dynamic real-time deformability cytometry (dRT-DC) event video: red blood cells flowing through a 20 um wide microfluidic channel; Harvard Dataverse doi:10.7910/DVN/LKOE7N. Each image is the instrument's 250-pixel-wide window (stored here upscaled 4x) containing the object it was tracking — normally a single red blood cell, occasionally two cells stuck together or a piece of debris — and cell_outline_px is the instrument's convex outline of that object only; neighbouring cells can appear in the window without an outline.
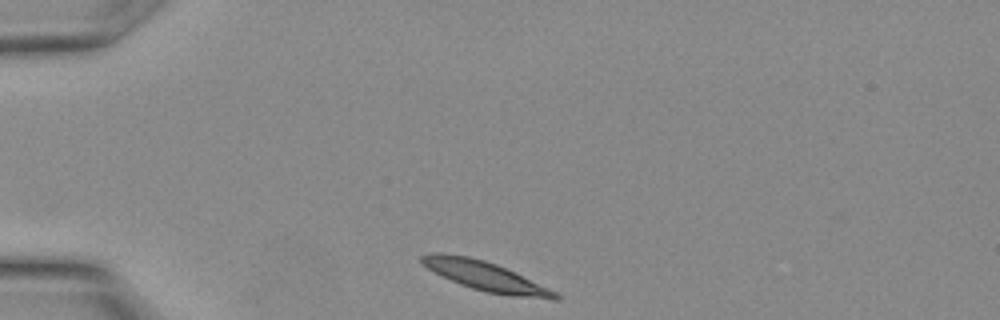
{"species": "Egyptian fruit bat (a non-hibernating species)", "species_latin": "Rousettus aegyptiacus", "temperature_condition": "warm", "stored_images_in_passage": 7, "camera_frame_rate_fps": 3000, "um_per_image_px": 0.085, "animal": {"sex": "female"}, "frame": {"image": 1, "passage_image": 1, "time_ms": 0.0, "image_size_px": [1000, 320], "cell_outline_px": [[560, 300], [552, 300], [508, 296], [488, 292], [472, 288], [460, 284], [440, 276], [420, 264], [420, 256], [432, 252], [440, 252], [468, 256], [484, 260], [496, 264], [548, 288], [556, 292], [560, 296]], "centroid_in_image_um": [41.21, 23.48], "position_along_channel_um": 43.8, "area_um2": 22.89}}
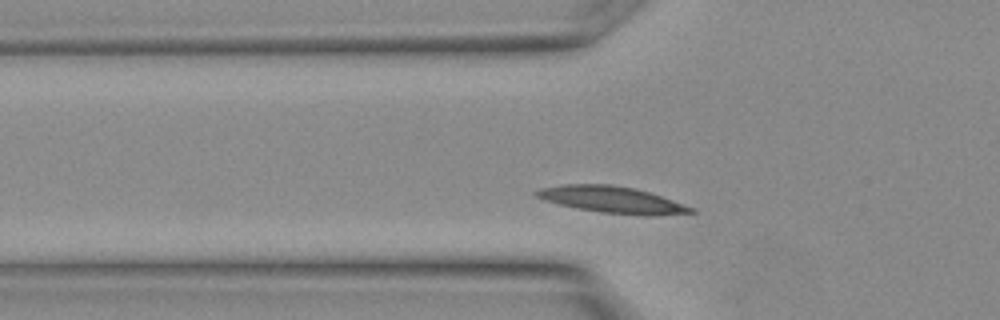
{"frame": {"image": 2, "passage_image": 4, "time_ms": 1.0, "image_size_px": [1000, 320], "cell_outline_px": [[696, 212], [660, 216], [644, 216], [600, 212], [576, 208], [544, 200], [536, 196], [532, 192], [540, 188], [564, 184], [608, 184], [636, 188], [660, 196], [692, 208]], "centroid_in_image_um": [51.99, 16.98], "position_along_channel_um": 73.8, "area_um2": 23.87}}
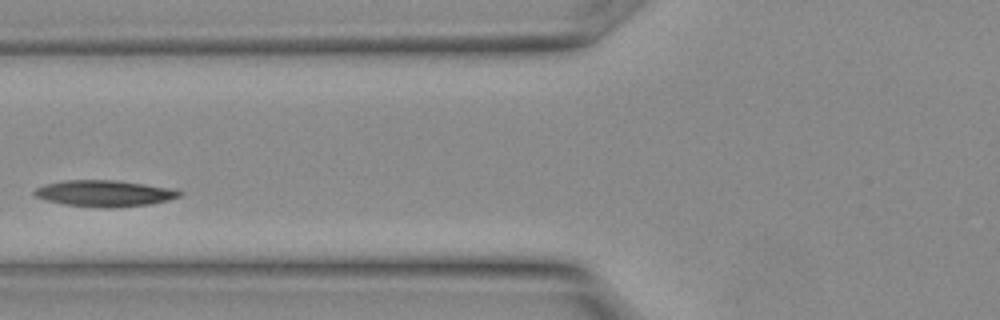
{"frame": {"image": 3, "passage_image": 6, "time_ms": 1.667, "image_size_px": [1000, 320], "cell_outline_px": [[184, 192], [180, 196], [168, 200], [152, 204], [116, 208], [100, 208], [64, 204], [44, 200], [32, 196], [32, 192], [36, 188], [44, 184], [64, 180], [116, 180], [144, 184], [168, 188]], "centroid_in_image_um": [8.82, 16.45], "position_along_channel_um": 117.0, "area_um2": 22.48}}